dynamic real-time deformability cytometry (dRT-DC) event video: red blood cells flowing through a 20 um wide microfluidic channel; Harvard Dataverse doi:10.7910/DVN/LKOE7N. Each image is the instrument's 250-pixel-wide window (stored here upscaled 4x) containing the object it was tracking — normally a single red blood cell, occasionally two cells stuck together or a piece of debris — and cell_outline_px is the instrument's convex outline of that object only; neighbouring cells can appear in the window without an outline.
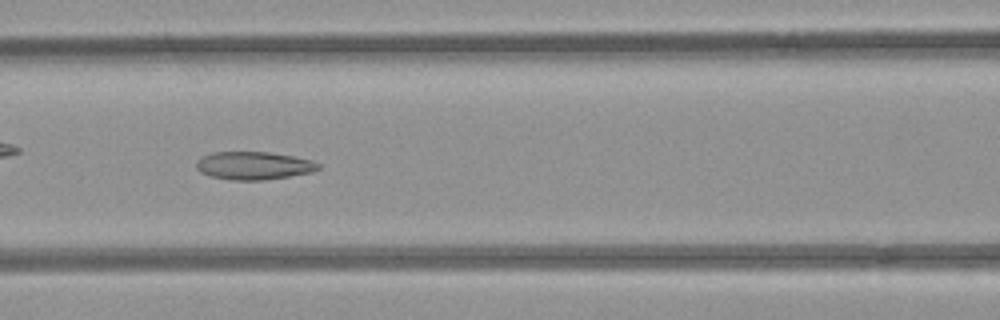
{"species": "common noctule bat (a hibernating species)", "species_latin": "Nyctalus noctula", "temperature_condition": "room temperature", "stored_images_in_passage": 50, "camera_frame_rate_fps": 3000, "um_per_image_px": 0.085, "animal": {"sex": "female", "body_mass_g": 21.9}, "frame": {"image": 1, "passage_image": 20, "time_ms": 6.333, "image_size_px": [1000, 320], "cell_outline_px": [[320, 168], [312, 172], [264, 180], [228, 180], [208, 176], [200, 172], [196, 168], [196, 160], [212, 152], [268, 152], [292, 156], [312, 160], [320, 164]], "centroid_in_image_um": [21.53, 14.08], "position_along_channel_um": 145.1, "area_um2": 19.94}}
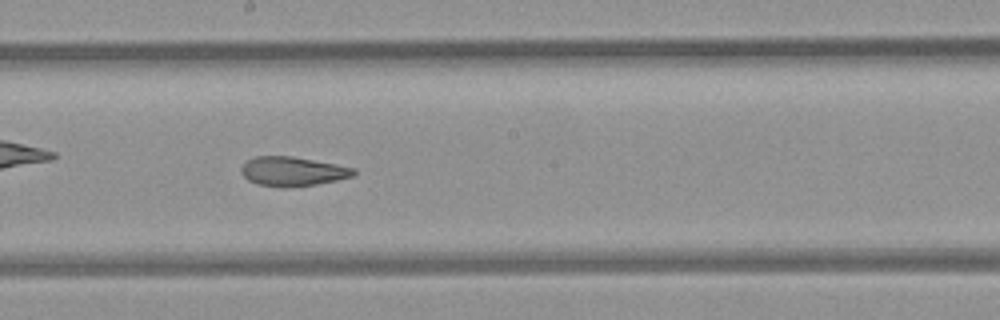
{"frame": {"image": 2, "passage_image": 26, "time_ms": 8.333, "image_size_px": [1000, 320], "cell_outline_px": [[356, 172], [352, 176], [336, 180], [316, 184], [288, 188], [280, 188], [256, 184], [248, 180], [240, 172], [240, 168], [248, 160], [256, 156], [292, 156], [336, 164], [356, 168]], "centroid_in_image_um": [24.85, 14.58], "position_along_channel_um": 223.3, "area_um2": 19.31}}
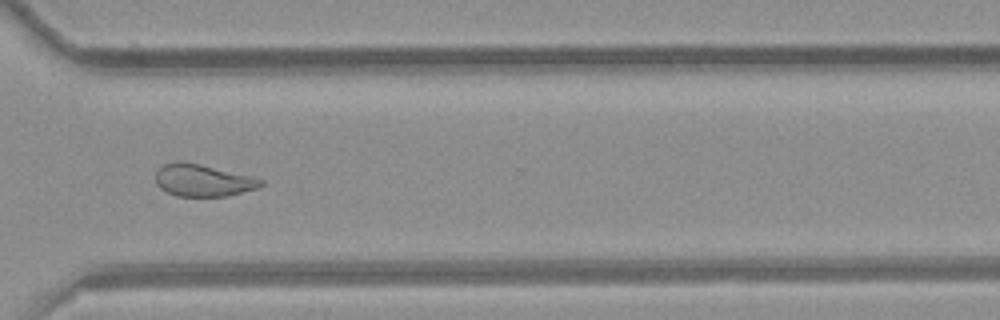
{"frame": {"image": 3, "passage_image": 36, "time_ms": 11.667, "image_size_px": [1000, 320], "cell_outline_px": [[264, 184], [260, 188], [228, 196], [176, 196], [160, 188], [156, 184], [156, 172], [164, 164], [176, 160], [200, 164], [252, 176], [264, 180]], "centroid_in_image_um": [17.28, 15.33], "position_along_channel_um": 353.3, "area_um2": 19.83}, "authors_computed_cell_mechanics": {"area_um2": 22.0507, "velocity_mm_per_s": 3.9151, "shape_relaxation_time_tau1_ms": null, "shape_relaxation_time_tau2_ms": 2.415, "deformation_change_tau1": null, "deformation_change_tau2": 0.092}}